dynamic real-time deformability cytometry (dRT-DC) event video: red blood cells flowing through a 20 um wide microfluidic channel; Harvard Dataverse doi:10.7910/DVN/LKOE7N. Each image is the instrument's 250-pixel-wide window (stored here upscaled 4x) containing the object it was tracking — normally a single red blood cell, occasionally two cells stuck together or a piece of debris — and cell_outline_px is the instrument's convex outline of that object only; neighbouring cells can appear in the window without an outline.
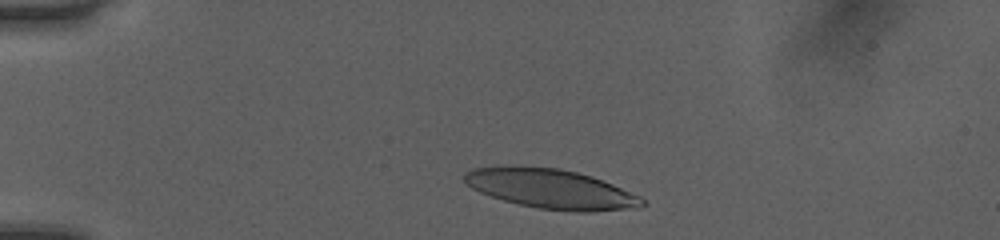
{"species": "human", "species_latin": "Homo sapiens", "temperature_condition": "room temperature", "stored_images_in_passage": 36, "camera_frame_rate_fps": 3000, "um_per_image_px": 0.085, "donor": {"sex": "female"}, "frame": {"image": 1, "passage_image": 3, "time_ms": 0.667, "image_size_px": [1000, 240], "cell_outline_px": [[648, 204], [640, 208], [592, 212], [576, 212], [540, 208], [520, 204], [504, 200], [480, 192], [472, 188], [464, 180], [464, 172], [472, 168], [560, 168], [592, 176], [612, 184], [640, 196]], "centroid_in_image_um": [46.94, 16.09], "position_along_channel_um": 38.1, "area_um2": 40.17}}
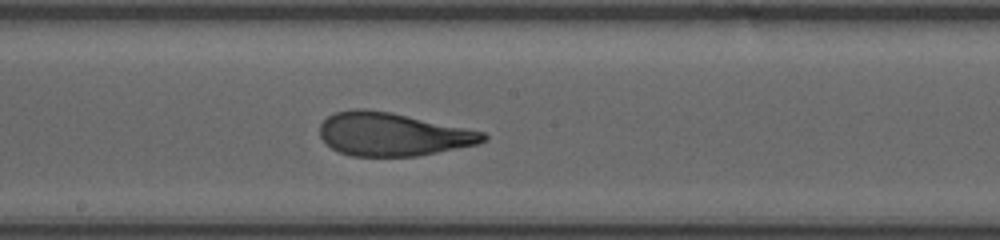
{"frame": {"image": 2, "passage_image": 20, "time_ms": 6.333, "image_size_px": [1000, 240], "cell_outline_px": [[488, 140], [480, 144], [416, 156], [352, 156], [340, 152], [332, 148], [320, 136], [320, 124], [328, 116], [336, 112], [356, 108], [364, 108], [392, 112], [484, 132], [488, 136]], "centroid_in_image_um": [33.39, 11.41], "position_along_channel_um": 214.8, "area_um2": 41.15}}
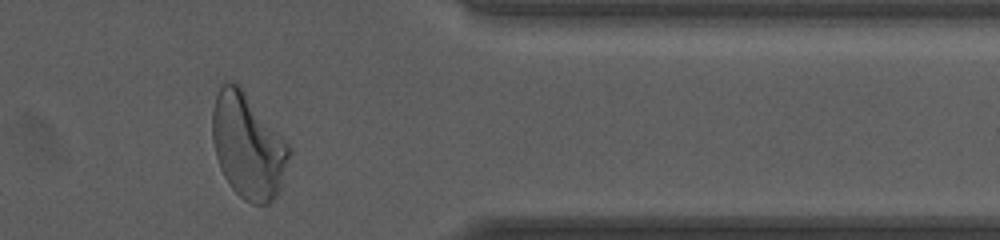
{"frame": {"image": 3, "passage_image": 34, "time_ms": 11.0, "image_size_px": [1000, 240], "cell_outline_px": [[292, 152], [280, 192], [268, 204], [252, 204], [244, 200], [232, 188], [224, 176], [220, 168], [216, 156], [212, 140], [212, 108], [216, 96], [224, 80], [236, 80], [240, 84], [288, 144]], "centroid_in_image_um": [21.07, 12.39], "position_along_channel_um": 390.3, "area_um2": 47.45}, "authors_computed_cell_mechanics": {"area_um2": 41.8183, "velocity_mm_per_s": 4.0323, "shape_relaxation_time_tau1_ms": 4.9713, "shape_relaxation_time_tau2_ms": 1.1746, "deformation_change_tau1": 0.2247, "deformation_change_tau2": 0.0951}}